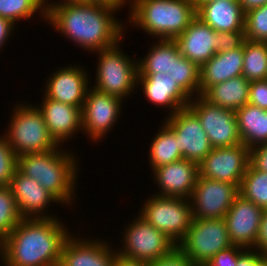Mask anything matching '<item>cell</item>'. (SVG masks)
Wrapping results in <instances>:
<instances>
[{
	"mask_svg": "<svg viewBox=\"0 0 267 266\" xmlns=\"http://www.w3.org/2000/svg\"><path fill=\"white\" fill-rule=\"evenodd\" d=\"M117 11L91 2L68 3L52 7L46 23L80 49L93 53L123 40L127 28L115 17Z\"/></svg>",
	"mask_w": 267,
	"mask_h": 266,
	"instance_id": "6da1fadb",
	"label": "cell"
},
{
	"mask_svg": "<svg viewBox=\"0 0 267 266\" xmlns=\"http://www.w3.org/2000/svg\"><path fill=\"white\" fill-rule=\"evenodd\" d=\"M61 221L58 216L22 219L0 242L1 266H59L63 244L71 235Z\"/></svg>",
	"mask_w": 267,
	"mask_h": 266,
	"instance_id": "7a4b0ae2",
	"label": "cell"
},
{
	"mask_svg": "<svg viewBox=\"0 0 267 266\" xmlns=\"http://www.w3.org/2000/svg\"><path fill=\"white\" fill-rule=\"evenodd\" d=\"M75 155L73 151L63 150V147L58 145L47 152L18 156L17 169L39 182L59 205L70 206L77 196L75 189L78 180L76 179L79 177L78 170H80L77 163L78 157Z\"/></svg>",
	"mask_w": 267,
	"mask_h": 266,
	"instance_id": "3957f363",
	"label": "cell"
},
{
	"mask_svg": "<svg viewBox=\"0 0 267 266\" xmlns=\"http://www.w3.org/2000/svg\"><path fill=\"white\" fill-rule=\"evenodd\" d=\"M129 4L127 25L157 40H175L196 18L192 0H130Z\"/></svg>",
	"mask_w": 267,
	"mask_h": 266,
	"instance_id": "277c9868",
	"label": "cell"
},
{
	"mask_svg": "<svg viewBox=\"0 0 267 266\" xmlns=\"http://www.w3.org/2000/svg\"><path fill=\"white\" fill-rule=\"evenodd\" d=\"M22 103H16L12 109L11 120L4 131L16 156L55 149L58 144L50 136L43 114L31 102Z\"/></svg>",
	"mask_w": 267,
	"mask_h": 266,
	"instance_id": "5b68a950",
	"label": "cell"
},
{
	"mask_svg": "<svg viewBox=\"0 0 267 266\" xmlns=\"http://www.w3.org/2000/svg\"><path fill=\"white\" fill-rule=\"evenodd\" d=\"M121 43V44H120ZM122 40L114 46L96 51L98 61L93 88L123 100L135 94L138 78V61L121 49ZM136 59V60H135Z\"/></svg>",
	"mask_w": 267,
	"mask_h": 266,
	"instance_id": "8992f818",
	"label": "cell"
},
{
	"mask_svg": "<svg viewBox=\"0 0 267 266\" xmlns=\"http://www.w3.org/2000/svg\"><path fill=\"white\" fill-rule=\"evenodd\" d=\"M152 194L140 205L139 215L178 245L185 238L193 219L190 200Z\"/></svg>",
	"mask_w": 267,
	"mask_h": 266,
	"instance_id": "52a82bcc",
	"label": "cell"
},
{
	"mask_svg": "<svg viewBox=\"0 0 267 266\" xmlns=\"http://www.w3.org/2000/svg\"><path fill=\"white\" fill-rule=\"evenodd\" d=\"M232 245L224 218H193L185 238L177 246L195 266H204Z\"/></svg>",
	"mask_w": 267,
	"mask_h": 266,
	"instance_id": "ba28073f",
	"label": "cell"
},
{
	"mask_svg": "<svg viewBox=\"0 0 267 266\" xmlns=\"http://www.w3.org/2000/svg\"><path fill=\"white\" fill-rule=\"evenodd\" d=\"M137 215L131 223L125 225L121 240L123 245L119 249L116 247L117 254L127 259L150 263L177 246L164 233Z\"/></svg>",
	"mask_w": 267,
	"mask_h": 266,
	"instance_id": "9c48e42d",
	"label": "cell"
},
{
	"mask_svg": "<svg viewBox=\"0 0 267 266\" xmlns=\"http://www.w3.org/2000/svg\"><path fill=\"white\" fill-rule=\"evenodd\" d=\"M123 100L89 87L81 109L82 133L92 142H100L111 132L122 114Z\"/></svg>",
	"mask_w": 267,
	"mask_h": 266,
	"instance_id": "30bf717a",
	"label": "cell"
},
{
	"mask_svg": "<svg viewBox=\"0 0 267 266\" xmlns=\"http://www.w3.org/2000/svg\"><path fill=\"white\" fill-rule=\"evenodd\" d=\"M188 107L199 118L213 148L242 144L234 110L214 105L202 95L191 98Z\"/></svg>",
	"mask_w": 267,
	"mask_h": 266,
	"instance_id": "8fae6325",
	"label": "cell"
},
{
	"mask_svg": "<svg viewBox=\"0 0 267 266\" xmlns=\"http://www.w3.org/2000/svg\"><path fill=\"white\" fill-rule=\"evenodd\" d=\"M238 194L237 184L198 177L189 198L193 218H224Z\"/></svg>",
	"mask_w": 267,
	"mask_h": 266,
	"instance_id": "7c38bea8",
	"label": "cell"
},
{
	"mask_svg": "<svg viewBox=\"0 0 267 266\" xmlns=\"http://www.w3.org/2000/svg\"><path fill=\"white\" fill-rule=\"evenodd\" d=\"M250 163V149L242 144L213 148L198 164L199 177L240 186Z\"/></svg>",
	"mask_w": 267,
	"mask_h": 266,
	"instance_id": "4fadbf2b",
	"label": "cell"
},
{
	"mask_svg": "<svg viewBox=\"0 0 267 266\" xmlns=\"http://www.w3.org/2000/svg\"><path fill=\"white\" fill-rule=\"evenodd\" d=\"M163 121L174 131L183 159L199 164L213 149L199 118L189 107L179 109Z\"/></svg>",
	"mask_w": 267,
	"mask_h": 266,
	"instance_id": "5bb4252c",
	"label": "cell"
},
{
	"mask_svg": "<svg viewBox=\"0 0 267 266\" xmlns=\"http://www.w3.org/2000/svg\"><path fill=\"white\" fill-rule=\"evenodd\" d=\"M46 80L43 92L46 98L82 108L91 78L84 66L68 65L59 67ZM90 78V80H88ZM90 82V83H89Z\"/></svg>",
	"mask_w": 267,
	"mask_h": 266,
	"instance_id": "9a60e30c",
	"label": "cell"
},
{
	"mask_svg": "<svg viewBox=\"0 0 267 266\" xmlns=\"http://www.w3.org/2000/svg\"><path fill=\"white\" fill-rule=\"evenodd\" d=\"M22 219H49L57 216L47 213L51 205L59 204L39 182L15 170L9 185Z\"/></svg>",
	"mask_w": 267,
	"mask_h": 266,
	"instance_id": "2e32d148",
	"label": "cell"
},
{
	"mask_svg": "<svg viewBox=\"0 0 267 266\" xmlns=\"http://www.w3.org/2000/svg\"><path fill=\"white\" fill-rule=\"evenodd\" d=\"M264 209L238 194L224 219L233 245L256 249Z\"/></svg>",
	"mask_w": 267,
	"mask_h": 266,
	"instance_id": "e0dca14e",
	"label": "cell"
},
{
	"mask_svg": "<svg viewBox=\"0 0 267 266\" xmlns=\"http://www.w3.org/2000/svg\"><path fill=\"white\" fill-rule=\"evenodd\" d=\"M110 242L71 233L63 244L59 266H114L117 252Z\"/></svg>",
	"mask_w": 267,
	"mask_h": 266,
	"instance_id": "ac0fdd59",
	"label": "cell"
},
{
	"mask_svg": "<svg viewBox=\"0 0 267 266\" xmlns=\"http://www.w3.org/2000/svg\"><path fill=\"white\" fill-rule=\"evenodd\" d=\"M157 196L190 198L199 177L198 164L181 159L152 170ZM156 181V182H155Z\"/></svg>",
	"mask_w": 267,
	"mask_h": 266,
	"instance_id": "d6986e66",
	"label": "cell"
},
{
	"mask_svg": "<svg viewBox=\"0 0 267 266\" xmlns=\"http://www.w3.org/2000/svg\"><path fill=\"white\" fill-rule=\"evenodd\" d=\"M143 90L148 102L168 109L166 116L188 107L191 97L169 76V74H138L137 88Z\"/></svg>",
	"mask_w": 267,
	"mask_h": 266,
	"instance_id": "ffe728a7",
	"label": "cell"
},
{
	"mask_svg": "<svg viewBox=\"0 0 267 266\" xmlns=\"http://www.w3.org/2000/svg\"><path fill=\"white\" fill-rule=\"evenodd\" d=\"M42 100L39 106L34 105L43 114L48 132L58 145L64 146L65 141L72 139L78 131L82 133V108L46 97Z\"/></svg>",
	"mask_w": 267,
	"mask_h": 266,
	"instance_id": "44dd1931",
	"label": "cell"
},
{
	"mask_svg": "<svg viewBox=\"0 0 267 266\" xmlns=\"http://www.w3.org/2000/svg\"><path fill=\"white\" fill-rule=\"evenodd\" d=\"M175 41L180 53L199 67L217 53V32L197 16Z\"/></svg>",
	"mask_w": 267,
	"mask_h": 266,
	"instance_id": "7402d4cb",
	"label": "cell"
},
{
	"mask_svg": "<svg viewBox=\"0 0 267 266\" xmlns=\"http://www.w3.org/2000/svg\"><path fill=\"white\" fill-rule=\"evenodd\" d=\"M196 16L216 32L244 31L245 13L238 0H213L201 4Z\"/></svg>",
	"mask_w": 267,
	"mask_h": 266,
	"instance_id": "603a6c76",
	"label": "cell"
},
{
	"mask_svg": "<svg viewBox=\"0 0 267 266\" xmlns=\"http://www.w3.org/2000/svg\"><path fill=\"white\" fill-rule=\"evenodd\" d=\"M243 45L228 52H217L200 67V95L211 86L242 75Z\"/></svg>",
	"mask_w": 267,
	"mask_h": 266,
	"instance_id": "cb8c5ba5",
	"label": "cell"
},
{
	"mask_svg": "<svg viewBox=\"0 0 267 266\" xmlns=\"http://www.w3.org/2000/svg\"><path fill=\"white\" fill-rule=\"evenodd\" d=\"M241 141L249 149L267 143V110L246 104L235 111Z\"/></svg>",
	"mask_w": 267,
	"mask_h": 266,
	"instance_id": "d4e9b609",
	"label": "cell"
},
{
	"mask_svg": "<svg viewBox=\"0 0 267 266\" xmlns=\"http://www.w3.org/2000/svg\"><path fill=\"white\" fill-rule=\"evenodd\" d=\"M250 82L242 75L211 86L202 96L210 103L236 111L248 104Z\"/></svg>",
	"mask_w": 267,
	"mask_h": 266,
	"instance_id": "484cf974",
	"label": "cell"
},
{
	"mask_svg": "<svg viewBox=\"0 0 267 266\" xmlns=\"http://www.w3.org/2000/svg\"><path fill=\"white\" fill-rule=\"evenodd\" d=\"M154 42L151 43L153 45H150L146 56L137 59L138 74L170 73L173 57L180 51L176 41L158 39Z\"/></svg>",
	"mask_w": 267,
	"mask_h": 266,
	"instance_id": "4316f807",
	"label": "cell"
},
{
	"mask_svg": "<svg viewBox=\"0 0 267 266\" xmlns=\"http://www.w3.org/2000/svg\"><path fill=\"white\" fill-rule=\"evenodd\" d=\"M148 149L150 170L183 159L174 131L163 121Z\"/></svg>",
	"mask_w": 267,
	"mask_h": 266,
	"instance_id": "83f0119b",
	"label": "cell"
},
{
	"mask_svg": "<svg viewBox=\"0 0 267 266\" xmlns=\"http://www.w3.org/2000/svg\"><path fill=\"white\" fill-rule=\"evenodd\" d=\"M242 76L249 82L267 79V42H243Z\"/></svg>",
	"mask_w": 267,
	"mask_h": 266,
	"instance_id": "f1b7e54d",
	"label": "cell"
},
{
	"mask_svg": "<svg viewBox=\"0 0 267 266\" xmlns=\"http://www.w3.org/2000/svg\"><path fill=\"white\" fill-rule=\"evenodd\" d=\"M200 67L184 57L180 51L173 57L169 76L191 98L200 95Z\"/></svg>",
	"mask_w": 267,
	"mask_h": 266,
	"instance_id": "f546056e",
	"label": "cell"
},
{
	"mask_svg": "<svg viewBox=\"0 0 267 266\" xmlns=\"http://www.w3.org/2000/svg\"><path fill=\"white\" fill-rule=\"evenodd\" d=\"M239 194L266 210L267 172L259 171L249 163L239 186Z\"/></svg>",
	"mask_w": 267,
	"mask_h": 266,
	"instance_id": "4dcf8cb0",
	"label": "cell"
},
{
	"mask_svg": "<svg viewBox=\"0 0 267 266\" xmlns=\"http://www.w3.org/2000/svg\"><path fill=\"white\" fill-rule=\"evenodd\" d=\"M38 13L46 21V10L43 0H0V17L17 25L20 20H29Z\"/></svg>",
	"mask_w": 267,
	"mask_h": 266,
	"instance_id": "1f68e13d",
	"label": "cell"
},
{
	"mask_svg": "<svg viewBox=\"0 0 267 266\" xmlns=\"http://www.w3.org/2000/svg\"><path fill=\"white\" fill-rule=\"evenodd\" d=\"M22 220L9 186H0V242L9 235Z\"/></svg>",
	"mask_w": 267,
	"mask_h": 266,
	"instance_id": "d6a6232c",
	"label": "cell"
},
{
	"mask_svg": "<svg viewBox=\"0 0 267 266\" xmlns=\"http://www.w3.org/2000/svg\"><path fill=\"white\" fill-rule=\"evenodd\" d=\"M245 39L267 42V4L245 12Z\"/></svg>",
	"mask_w": 267,
	"mask_h": 266,
	"instance_id": "836d02e7",
	"label": "cell"
},
{
	"mask_svg": "<svg viewBox=\"0 0 267 266\" xmlns=\"http://www.w3.org/2000/svg\"><path fill=\"white\" fill-rule=\"evenodd\" d=\"M17 169V156L6 137L0 135V186H9Z\"/></svg>",
	"mask_w": 267,
	"mask_h": 266,
	"instance_id": "e575fe53",
	"label": "cell"
},
{
	"mask_svg": "<svg viewBox=\"0 0 267 266\" xmlns=\"http://www.w3.org/2000/svg\"><path fill=\"white\" fill-rule=\"evenodd\" d=\"M245 41L244 31L217 32V52L235 50Z\"/></svg>",
	"mask_w": 267,
	"mask_h": 266,
	"instance_id": "d590c367",
	"label": "cell"
},
{
	"mask_svg": "<svg viewBox=\"0 0 267 266\" xmlns=\"http://www.w3.org/2000/svg\"><path fill=\"white\" fill-rule=\"evenodd\" d=\"M245 250L232 245L214 255L204 266H236L238 256Z\"/></svg>",
	"mask_w": 267,
	"mask_h": 266,
	"instance_id": "8d00e7d4",
	"label": "cell"
},
{
	"mask_svg": "<svg viewBox=\"0 0 267 266\" xmlns=\"http://www.w3.org/2000/svg\"><path fill=\"white\" fill-rule=\"evenodd\" d=\"M149 266H195L178 247H174L168 254L148 263Z\"/></svg>",
	"mask_w": 267,
	"mask_h": 266,
	"instance_id": "74e56055",
	"label": "cell"
},
{
	"mask_svg": "<svg viewBox=\"0 0 267 266\" xmlns=\"http://www.w3.org/2000/svg\"><path fill=\"white\" fill-rule=\"evenodd\" d=\"M248 104L267 110V79L250 82Z\"/></svg>",
	"mask_w": 267,
	"mask_h": 266,
	"instance_id": "f35d334b",
	"label": "cell"
},
{
	"mask_svg": "<svg viewBox=\"0 0 267 266\" xmlns=\"http://www.w3.org/2000/svg\"><path fill=\"white\" fill-rule=\"evenodd\" d=\"M250 164L259 171L267 172V143L250 149Z\"/></svg>",
	"mask_w": 267,
	"mask_h": 266,
	"instance_id": "ab89813d",
	"label": "cell"
},
{
	"mask_svg": "<svg viewBox=\"0 0 267 266\" xmlns=\"http://www.w3.org/2000/svg\"><path fill=\"white\" fill-rule=\"evenodd\" d=\"M256 250L267 255V209L263 211L259 232L256 239Z\"/></svg>",
	"mask_w": 267,
	"mask_h": 266,
	"instance_id": "60d3db41",
	"label": "cell"
},
{
	"mask_svg": "<svg viewBox=\"0 0 267 266\" xmlns=\"http://www.w3.org/2000/svg\"><path fill=\"white\" fill-rule=\"evenodd\" d=\"M264 256L256 249H245L238 256L236 266H255Z\"/></svg>",
	"mask_w": 267,
	"mask_h": 266,
	"instance_id": "b9f144b4",
	"label": "cell"
},
{
	"mask_svg": "<svg viewBox=\"0 0 267 266\" xmlns=\"http://www.w3.org/2000/svg\"><path fill=\"white\" fill-rule=\"evenodd\" d=\"M16 26L10 20L0 17V50L4 49ZM1 52V51H0Z\"/></svg>",
	"mask_w": 267,
	"mask_h": 266,
	"instance_id": "7bdbcfd3",
	"label": "cell"
},
{
	"mask_svg": "<svg viewBox=\"0 0 267 266\" xmlns=\"http://www.w3.org/2000/svg\"><path fill=\"white\" fill-rule=\"evenodd\" d=\"M130 0H87V2H91L94 4L106 5L116 10H120V8H124V6L129 4Z\"/></svg>",
	"mask_w": 267,
	"mask_h": 266,
	"instance_id": "ee69618b",
	"label": "cell"
},
{
	"mask_svg": "<svg viewBox=\"0 0 267 266\" xmlns=\"http://www.w3.org/2000/svg\"><path fill=\"white\" fill-rule=\"evenodd\" d=\"M114 266H149V265L146 262L134 259H127L117 254L116 259L114 261Z\"/></svg>",
	"mask_w": 267,
	"mask_h": 266,
	"instance_id": "f6af8a7d",
	"label": "cell"
},
{
	"mask_svg": "<svg viewBox=\"0 0 267 266\" xmlns=\"http://www.w3.org/2000/svg\"><path fill=\"white\" fill-rule=\"evenodd\" d=\"M242 6V10L245 12L258 8L259 6H263L267 4V0H238Z\"/></svg>",
	"mask_w": 267,
	"mask_h": 266,
	"instance_id": "bcb514c9",
	"label": "cell"
},
{
	"mask_svg": "<svg viewBox=\"0 0 267 266\" xmlns=\"http://www.w3.org/2000/svg\"><path fill=\"white\" fill-rule=\"evenodd\" d=\"M43 0L44 6H45V10L46 13L54 6H58V5H63V4H68V3H84L87 2V0H58L57 2L51 0Z\"/></svg>",
	"mask_w": 267,
	"mask_h": 266,
	"instance_id": "7dc6e473",
	"label": "cell"
},
{
	"mask_svg": "<svg viewBox=\"0 0 267 266\" xmlns=\"http://www.w3.org/2000/svg\"><path fill=\"white\" fill-rule=\"evenodd\" d=\"M192 1L194 3V6L197 9L201 4H204V3H207V2H210V1H213V0H192Z\"/></svg>",
	"mask_w": 267,
	"mask_h": 266,
	"instance_id": "c3c4849f",
	"label": "cell"
},
{
	"mask_svg": "<svg viewBox=\"0 0 267 266\" xmlns=\"http://www.w3.org/2000/svg\"><path fill=\"white\" fill-rule=\"evenodd\" d=\"M255 266H267V255H265Z\"/></svg>",
	"mask_w": 267,
	"mask_h": 266,
	"instance_id": "681fc988",
	"label": "cell"
}]
</instances>
